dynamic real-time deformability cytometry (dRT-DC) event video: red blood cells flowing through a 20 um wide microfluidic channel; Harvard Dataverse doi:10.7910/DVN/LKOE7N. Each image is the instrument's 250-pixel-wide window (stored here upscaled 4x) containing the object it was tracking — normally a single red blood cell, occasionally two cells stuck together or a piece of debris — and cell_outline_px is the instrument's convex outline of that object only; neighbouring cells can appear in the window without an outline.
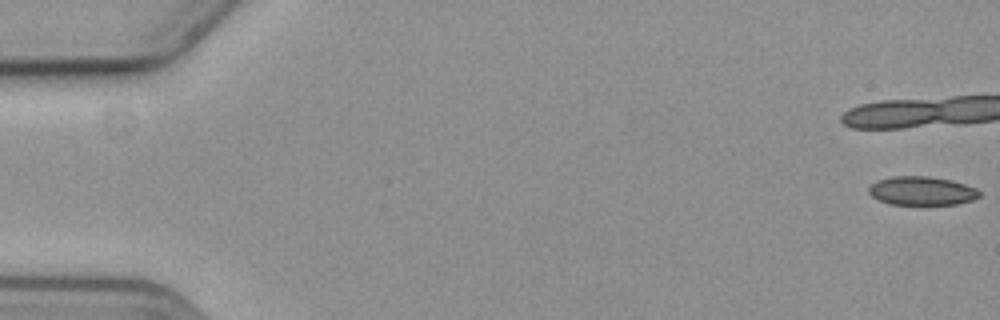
{"species": "common noctule bat (a hibernating species)", "species_latin": "Nyctalus noctula", "temperature_condition": "cold", "stored_images_in_passage": 46, "camera_frame_rate_fps": 3000, "um_per_image_px": 0.085, "animal": {"sex": "female", "body_mass_g": 19.3, "forearm_length_mm": 54.1}, "frame": {"image": 1, "passage_image": 1, "time_ms": 0.0, "image_size_px": [1000, 320], "cell_outline_px": [[980, 196], [972, 200], [956, 204], [892, 204], [880, 200], [872, 196], [868, 192], [868, 188], [876, 180], [892, 176], [928, 176], [952, 180], [976, 188], [980, 192]], "centroid_in_image_um": [78.35, 16.21], "position_along_channel_um": 6.7, "area_um2": 18.44}}